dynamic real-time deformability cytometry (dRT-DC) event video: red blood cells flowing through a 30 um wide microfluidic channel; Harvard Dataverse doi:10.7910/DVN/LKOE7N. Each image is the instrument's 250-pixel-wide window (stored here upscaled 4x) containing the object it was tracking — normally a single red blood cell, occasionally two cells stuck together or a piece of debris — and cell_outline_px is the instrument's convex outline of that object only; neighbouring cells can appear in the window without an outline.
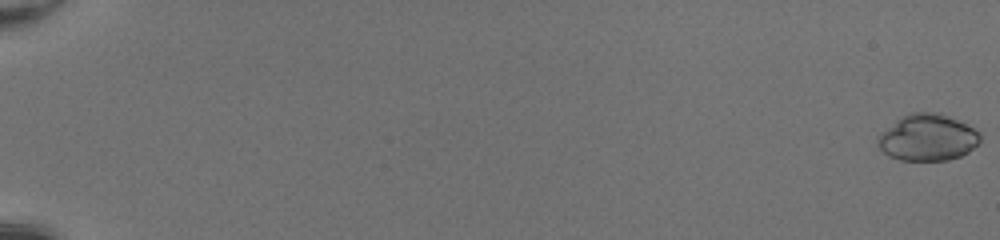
{"species": "common noctule bat (a hibernating species)", "species_latin": "Nyctalus noctula", "temperature_condition": "room temperature", "stored_images_in_passage": 52, "camera_frame_rate_fps": 3000, "um_per_image_px": 0.085, "animal": {"sex": "female", "body_mass_g": 20.0, "forearm_length_mm": 54.0}, "frame": {"image": 1, "passage_image": 1, "time_ms": 0.0, "image_size_px": [1000, 240], "cell_outline_px": [[980, 140], [968, 152], [960, 156], [948, 160], [900, 160], [888, 156], [876, 144], [876, 140], [896, 120], [912, 112], [940, 112], [980, 132]], "centroid_in_image_um": [78.84, 11.7], "position_along_channel_um": 6.2, "area_um2": 27.34}}
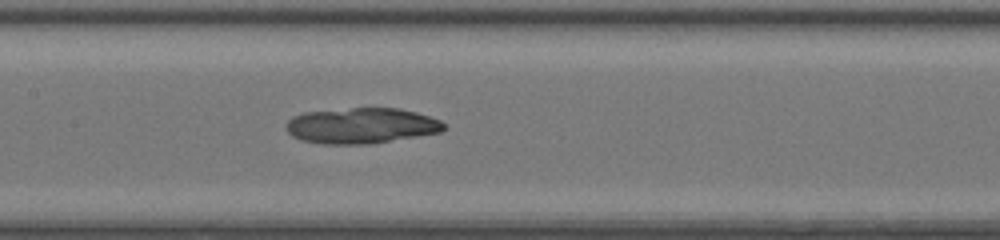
{"frame": {"image": 2, "passage_image": 29, "time_ms": 9.333, "image_size_px": [1000, 240], "cell_outline_px": [[444, 128], [440, 132], [368, 144], [324, 144], [300, 140], [292, 136], [288, 132], [284, 124], [292, 116], [304, 112], [352, 108], [400, 108], [416, 112], [440, 120], [444, 124]], "centroid_in_image_um": [30.66, 10.68], "position_along_channel_um": 176.7, "area_um2": 32.71}}
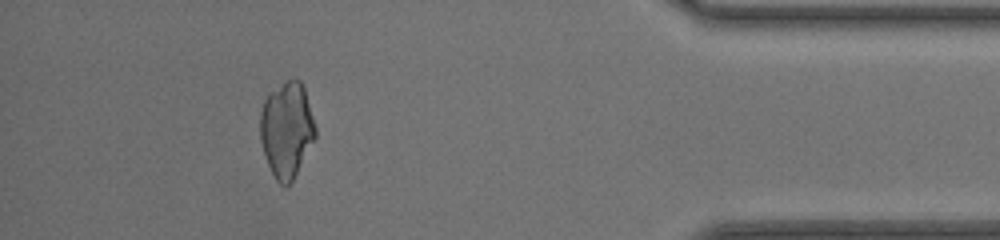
{"frame": {"image": 3, "passage_image": 48, "time_ms": 15.667, "image_size_px": [1000, 240], "cell_outline_px": [[316, 136], [288, 188], [284, 188], [276, 180], [264, 156], [260, 140], [260, 112], [264, 100], [272, 92], [288, 80], [300, 80], [304, 88], [316, 128]], "centroid_in_image_um": [24.35, 11.07], "position_along_channel_um": 410.8, "area_um2": 30.4}}